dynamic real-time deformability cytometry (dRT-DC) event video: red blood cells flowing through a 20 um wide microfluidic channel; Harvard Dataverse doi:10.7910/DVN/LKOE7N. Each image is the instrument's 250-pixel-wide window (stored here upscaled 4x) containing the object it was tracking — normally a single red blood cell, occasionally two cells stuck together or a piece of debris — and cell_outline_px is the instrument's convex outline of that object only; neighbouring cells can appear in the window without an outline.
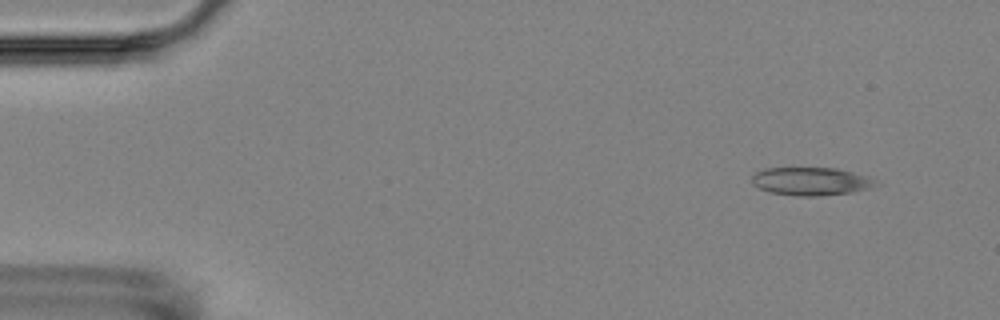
{"species": "Egyptian fruit bat (a non-hibernating species)", "species_latin": "Rousettus aegyptiacus", "temperature_condition": "room temperature", "stored_images_in_passage": 16, "camera_frame_rate_fps": 3000, "um_per_image_px": 0.085, "animal": {"sex": "female"}, "frame": {"image": 1, "passage_image": 2, "time_ms": 1.333, "image_size_px": [1000, 320], "cell_outline_px": [[872, 184], [868, 188], [852, 192], [820, 196], [796, 196], [772, 192], [760, 188], [752, 184], [752, 176], [756, 172], [764, 168], [836, 168], [868, 176], [872, 180]], "centroid_in_image_um": [68.85, 15.41], "position_along_channel_um": 16.1, "area_um2": 19.88}}
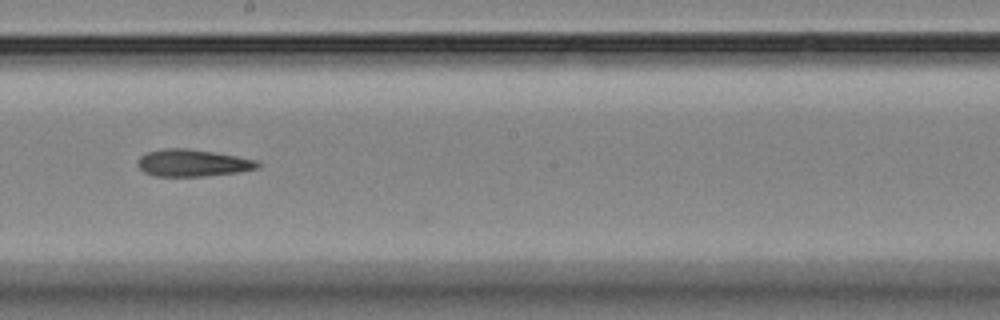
{"frame": {"image": 2, "passage_image": 10, "time_ms": 10.333, "image_size_px": [1000, 320], "cell_outline_px": [[260, 164], [256, 168], [236, 172], [204, 176], [156, 176], [144, 172], [136, 164], [136, 160], [144, 152], [164, 148], [188, 148], [236, 156], [256, 160]], "centroid_in_image_um": [16.28, 13.84], "position_along_channel_um": 231.9, "area_um2": 18.84}}
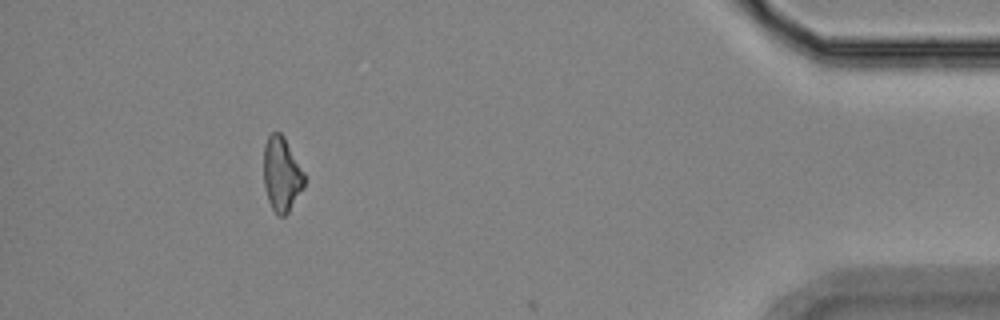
{"frame": {"image": 3, "passage_image": 15, "time_ms": 17.0, "image_size_px": [1000, 320], "cell_outline_px": [[304, 188], [288, 212], [284, 216], [280, 216], [272, 208], [268, 200], [264, 184], [264, 144], [268, 136], [272, 132], [280, 132], [284, 136], [304, 172]], "centroid_in_image_um": [23.94, 14.79], "position_along_channel_um": 411.3, "area_um2": 17.57}, "authors_computed_cell_mechanics": {"area_um2": 19.1029, "velocity_mm_per_s": 3.516, "shape_relaxation_time_tau1_ms": 3.0284, "shape_relaxation_time_tau2_ms": 8.1871, "deformation_change_tau1": 0.0817, "deformation_change_tau2": 0.1941}}